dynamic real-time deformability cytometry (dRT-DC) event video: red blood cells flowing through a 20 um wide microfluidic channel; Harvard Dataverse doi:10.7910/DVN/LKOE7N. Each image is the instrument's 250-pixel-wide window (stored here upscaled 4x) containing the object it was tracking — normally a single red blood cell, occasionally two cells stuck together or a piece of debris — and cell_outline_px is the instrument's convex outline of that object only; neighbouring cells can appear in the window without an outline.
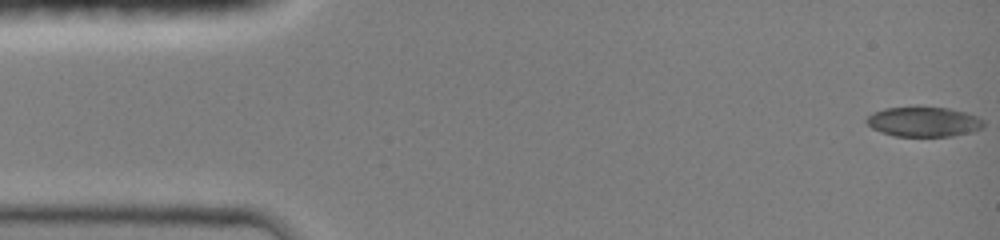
{"species": "common noctule bat (a hibernating species)", "species_latin": "Nyctalus noctula", "temperature_condition": "room temperature", "stored_images_in_passage": 46, "camera_frame_rate_fps": 3000, "um_per_image_px": 0.085, "animal": {"sex": "female", "body_mass_g": 19.0, "forearm_length_mm": 51.5}, "frame": {"image": 1, "passage_image": 1, "time_ms": 0.0, "image_size_px": [1000, 240], "cell_outline_px": [[984, 124], [980, 128], [972, 132], [952, 136], [896, 136], [880, 132], [872, 128], [864, 120], [872, 112], [884, 108], [916, 104], [948, 108], [964, 112], [976, 116], [984, 120]], "centroid_in_image_um": [78.46, 10.31], "position_along_channel_um": 6.5, "area_um2": 21.04}}
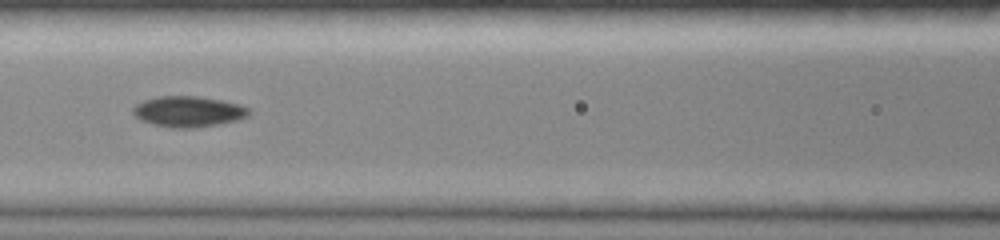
{"frame": {"image": 2, "passage_image": 20, "time_ms": 6.333, "image_size_px": [1000, 240], "cell_outline_px": [[248, 116], [236, 120], [196, 128], [172, 128], [152, 124], [140, 120], [132, 112], [132, 108], [136, 104], [144, 100], [160, 96], [196, 96], [220, 100], [240, 104], [248, 108]], "centroid_in_image_um": [15.97, 9.48], "position_along_channel_um": 150.6, "area_um2": 20.63}}
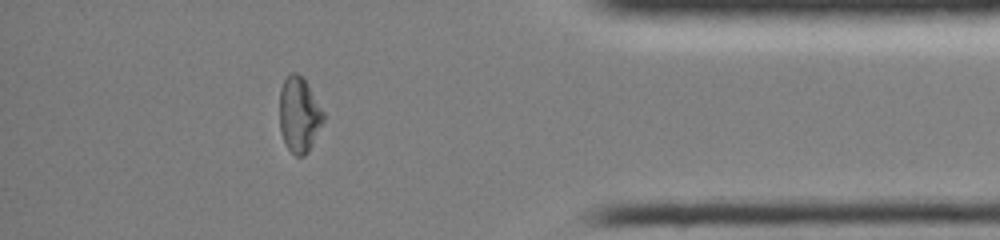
{"frame": {"image": 3, "passage_image": 40, "time_ms": 13.0, "image_size_px": [1000, 240], "cell_outline_px": [[324, 120], [308, 152], [304, 156], [296, 156], [288, 148], [280, 132], [280, 88], [284, 80], [292, 72], [296, 72], [304, 76], [324, 112]], "centroid_in_image_um": [25.43, 9.71], "position_along_channel_um": 409.8, "area_um2": 19.31}, "authors_computed_cell_mechanics": {"area_um2": 20.0566, "velocity_mm_per_s": 4.1905, "shape_relaxation_time_tau1_ms": 7.7711, "shape_relaxation_time_tau2_ms": 10.8765, "deformation_change_tau1": 0.2022, "deformation_change_tau2": 0.1542}}